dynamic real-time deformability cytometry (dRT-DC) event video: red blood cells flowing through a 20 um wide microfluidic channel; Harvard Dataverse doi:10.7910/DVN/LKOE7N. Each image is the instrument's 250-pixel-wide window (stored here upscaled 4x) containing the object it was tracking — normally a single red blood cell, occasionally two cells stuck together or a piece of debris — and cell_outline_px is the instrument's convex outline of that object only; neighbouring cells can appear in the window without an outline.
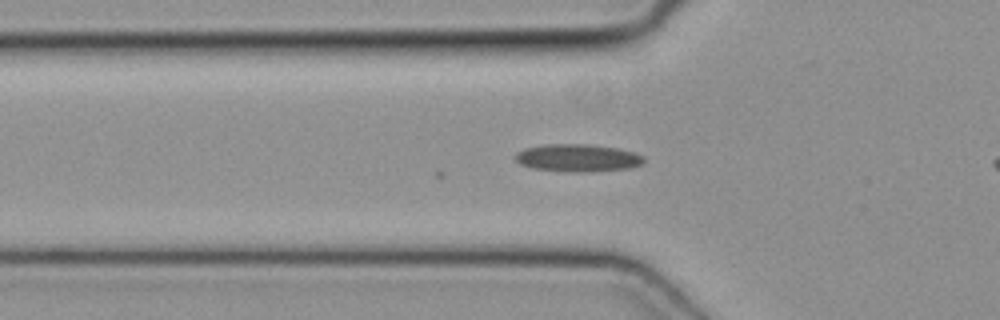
{"species": "common noctule bat (a hibernating species)", "species_latin": "Nyctalus noctula", "temperature_condition": "cold", "stored_images_in_passage": 46, "camera_frame_rate_fps": 3000, "um_per_image_px": 0.085, "animal": {"sex": "female", "body_mass_g": 19.3, "forearm_length_mm": 54.1}, "frame": {"image": 1, "passage_image": 12, "time_ms": 3.667, "image_size_px": [1000, 320], "cell_outline_px": [[644, 164], [632, 168], [588, 172], [572, 172], [532, 168], [520, 164], [516, 160], [516, 152], [524, 148], [548, 144], [588, 144], [616, 148], [632, 152], [644, 156]], "centroid_in_image_um": [49.12, 13.43], "position_along_channel_um": 76.7, "area_um2": 20.69}}
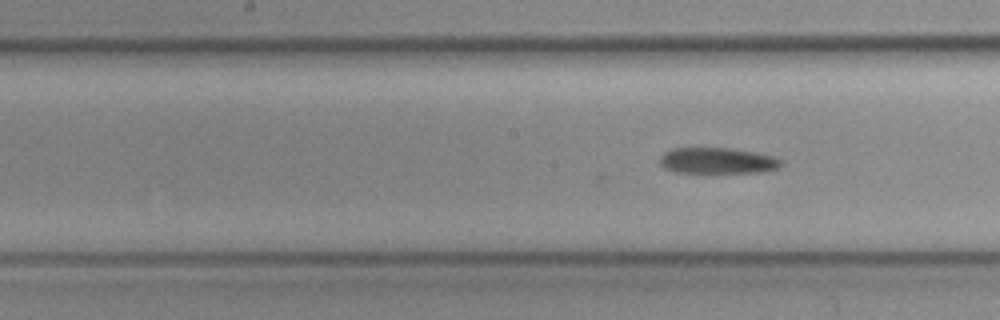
{"frame": {"image": 2, "passage_image": 20, "time_ms": 6.333, "image_size_px": [1000, 320], "cell_outline_px": [[784, 164], [780, 168], [764, 172], [672, 172], [664, 168], [660, 164], [660, 156], [664, 152], [672, 148], [724, 148], [752, 152], [776, 156], [784, 160]], "centroid_in_image_um": [61.02, 13.66], "position_along_channel_um": 187.2, "area_um2": 18.5}}
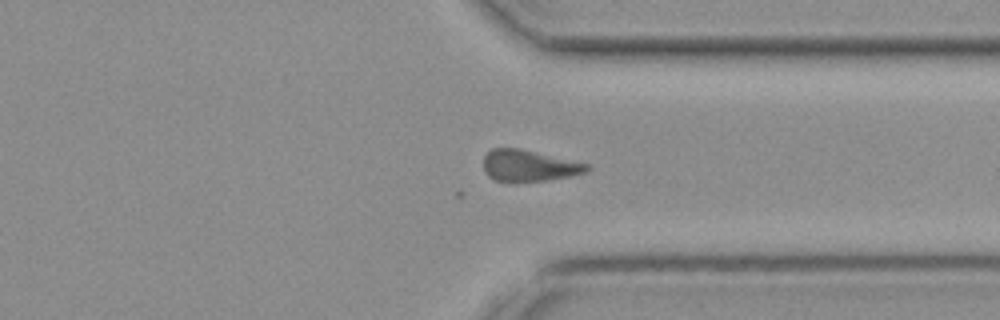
{"frame": {"image": 3, "passage_image": 33, "time_ms": 10.667, "image_size_px": [1000, 320], "cell_outline_px": [[592, 168], [584, 172], [568, 176], [548, 180], [512, 184], [508, 184], [492, 180], [484, 172], [484, 156], [492, 148], [520, 148], [588, 164]], "centroid_in_image_um": [44.89, 14.12], "position_along_channel_um": 366.5, "area_um2": 19.36}}